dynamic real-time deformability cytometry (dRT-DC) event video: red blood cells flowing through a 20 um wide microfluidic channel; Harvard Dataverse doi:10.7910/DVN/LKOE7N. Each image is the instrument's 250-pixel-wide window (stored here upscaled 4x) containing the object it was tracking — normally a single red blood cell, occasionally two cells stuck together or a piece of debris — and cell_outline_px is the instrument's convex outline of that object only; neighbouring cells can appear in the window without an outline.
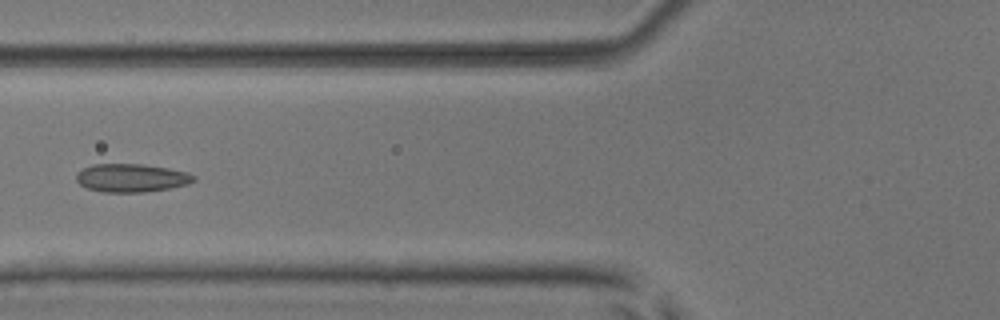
{"species": "common noctule bat (a hibernating species)", "species_latin": "Nyctalus noctula", "temperature_condition": "room temperature", "stored_images_in_passage": 7, "camera_frame_rate_fps": 3000, "um_per_image_px": 0.085, "animal": {"sex": "male", "body_mass_g": 17.9, "forearm_length_mm": 54.2}, "frame": {"image": 1, "passage_image": 6, "time_ms": 1.667, "image_size_px": [1000, 320], "cell_outline_px": [[196, 180], [188, 184], [168, 188], [144, 192], [104, 192], [88, 188], [80, 184], [76, 180], [76, 172], [92, 164], [144, 164], [168, 168], [188, 172], [196, 176]], "centroid_in_image_um": [11.18, 15.11], "position_along_channel_um": 114.6, "area_um2": 19.36}}
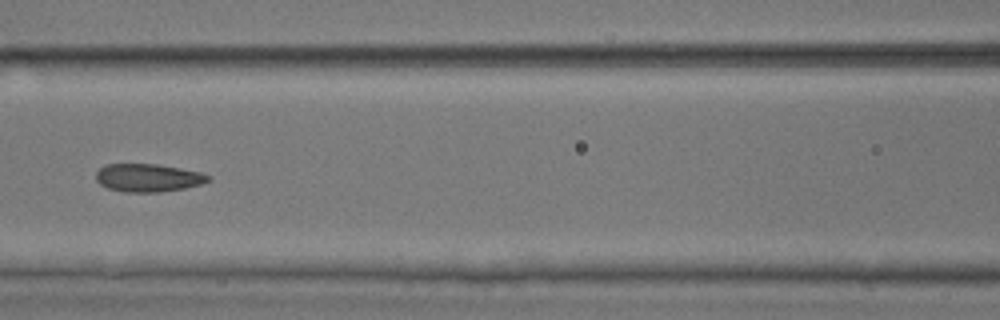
{"frame": {"image": 2, "passage_image": 7, "time_ms": 2.0, "image_size_px": [1000, 320], "cell_outline_px": [[212, 180], [200, 184], [184, 188], [160, 192], [124, 192], [108, 188], [100, 184], [96, 180], [96, 172], [100, 168], [108, 164], [156, 164], [180, 168], [200, 172], [212, 176]], "centroid_in_image_um": [12.6, 15.11], "position_along_channel_um": 154.0, "area_um2": 18.32}}